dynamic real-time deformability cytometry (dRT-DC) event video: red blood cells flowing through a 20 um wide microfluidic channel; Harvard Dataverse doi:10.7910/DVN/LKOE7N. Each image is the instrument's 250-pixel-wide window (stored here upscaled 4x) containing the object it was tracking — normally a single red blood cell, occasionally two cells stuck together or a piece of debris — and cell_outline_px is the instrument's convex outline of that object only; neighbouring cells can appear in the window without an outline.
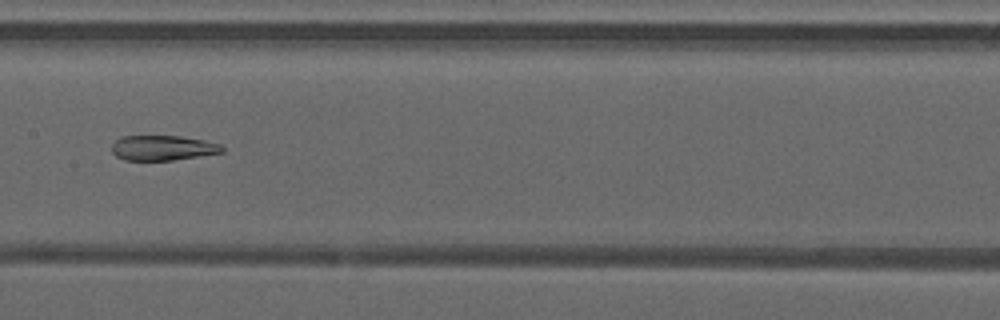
{"species": "common noctule bat (a hibernating species)", "species_latin": "Nyctalus noctula", "temperature_condition": "warm", "stored_images_in_passage": 47, "camera_frame_rate_fps": 3000, "um_per_image_px": 0.085, "animal": {"sex": "male", "forearm_length_mm": 52.5}, "frame": {"image": 1, "passage_image": 24, "time_ms": 7.667, "image_size_px": [1000, 320], "cell_outline_px": [[224, 152], [172, 160], [124, 160], [116, 156], [112, 152], [112, 144], [116, 140], [124, 136], [180, 136], [204, 140], [220, 144], [224, 148]], "centroid_in_image_um": [13.83, 12.57], "position_along_channel_um": 193.6, "area_um2": 16.01}}
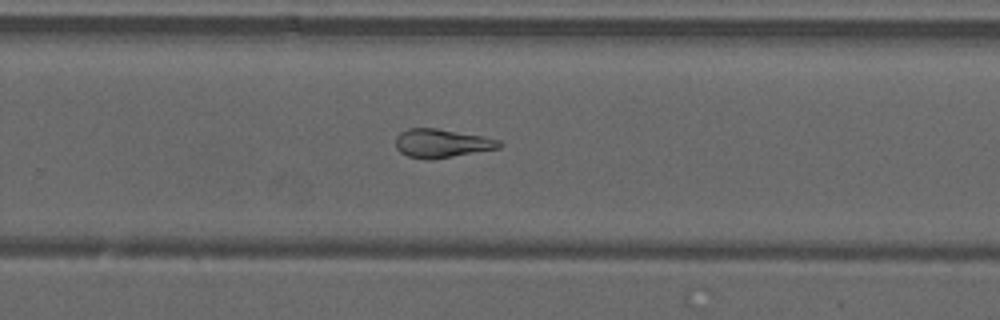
{"frame": {"image": 2, "passage_image": 31, "time_ms": 10.0, "image_size_px": [1000, 320], "cell_outline_px": [[504, 144], [500, 148], [432, 160], [428, 160], [408, 156], [400, 152], [396, 148], [396, 136], [400, 132], [408, 128], [436, 128], [480, 136], [500, 140]], "centroid_in_image_um": [37.54, 12.19], "position_along_channel_um": 292.3, "area_um2": 17.28}}
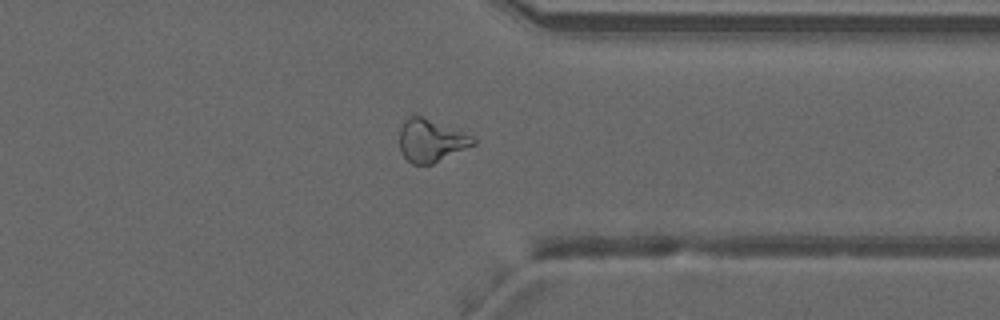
{"frame": {"image": 3, "passage_image": 37, "time_ms": 12.0, "image_size_px": [1000, 320], "cell_outline_px": [[476, 144], [432, 164], [412, 164], [404, 156], [400, 148], [400, 128], [404, 120], [408, 116], [420, 116], [472, 136], [476, 140]], "centroid_in_image_um": [36.62, 11.96], "position_along_channel_um": 374.8, "area_um2": 17.92}, "authors_computed_cell_mechanics": {"area_um2": 20.4612, "velocity_mm_per_s": 4.2419, "shape_relaxation_time_tau1_ms": null, "shape_relaxation_time_tau2_ms": 4.1702, "deformation_change_tau1": null, "deformation_change_tau2": 0.1178}}